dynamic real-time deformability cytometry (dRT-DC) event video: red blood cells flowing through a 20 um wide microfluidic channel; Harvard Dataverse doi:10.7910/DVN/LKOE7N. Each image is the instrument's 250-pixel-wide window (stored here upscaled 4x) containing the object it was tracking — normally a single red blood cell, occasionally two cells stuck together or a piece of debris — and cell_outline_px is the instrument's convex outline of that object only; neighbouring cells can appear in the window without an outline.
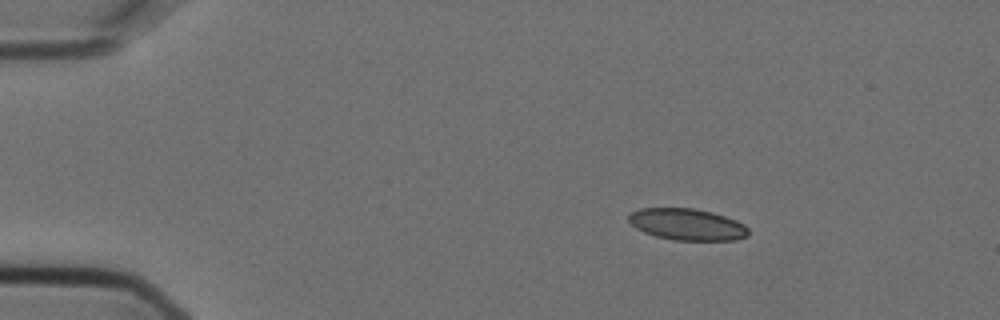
{"species": "Egyptian fruit bat (a non-hibernating species)", "species_latin": "Rousettus aegyptiacus", "temperature_condition": "cold", "stored_images_in_passage": 5, "camera_frame_rate_fps": 3000, "um_per_image_px": 0.085, "animal": {"sex": "female"}, "frame": {"image": 1, "passage_image": 1, "time_ms": 0.0, "image_size_px": [1000, 320], "cell_outline_px": [[748, 236], [736, 240], [672, 240], [656, 236], [644, 232], [636, 228], [628, 220], [628, 216], [632, 212], [640, 208], [692, 208], [712, 212], [736, 220], [744, 224], [748, 228]], "centroid_in_image_um": [58.41, 19.07], "position_along_channel_um": 26.6, "area_um2": 22.02}}
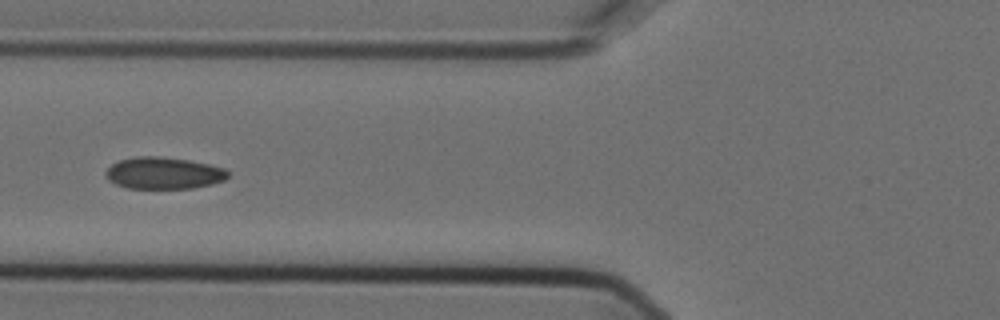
{"frame": {"image": 2, "passage_image": 4, "time_ms": 1.0, "image_size_px": [1000, 320], "cell_outline_px": [[228, 176], [224, 180], [212, 184], [192, 188], [128, 188], [116, 184], [108, 180], [104, 172], [112, 164], [120, 160], [136, 156], [160, 156], [188, 160], [208, 164], [224, 168], [228, 172]], "centroid_in_image_um": [13.89, 14.71], "position_along_channel_um": 111.9, "area_um2": 22.6}}
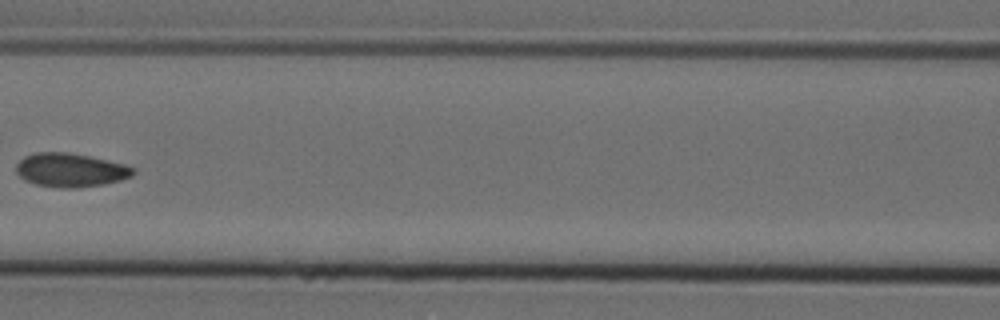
{"frame": {"image": 3, "passage_image": 5, "time_ms": 1.333, "image_size_px": [1000, 320], "cell_outline_px": [[136, 172], [132, 176], [120, 180], [104, 184], [76, 188], [60, 188], [36, 184], [24, 180], [16, 172], [16, 164], [24, 156], [36, 152], [68, 152], [88, 156], [124, 164], [136, 168]], "centroid_in_image_um": [5.99, 14.45], "position_along_channel_um": 160.6, "area_um2": 23.06}}